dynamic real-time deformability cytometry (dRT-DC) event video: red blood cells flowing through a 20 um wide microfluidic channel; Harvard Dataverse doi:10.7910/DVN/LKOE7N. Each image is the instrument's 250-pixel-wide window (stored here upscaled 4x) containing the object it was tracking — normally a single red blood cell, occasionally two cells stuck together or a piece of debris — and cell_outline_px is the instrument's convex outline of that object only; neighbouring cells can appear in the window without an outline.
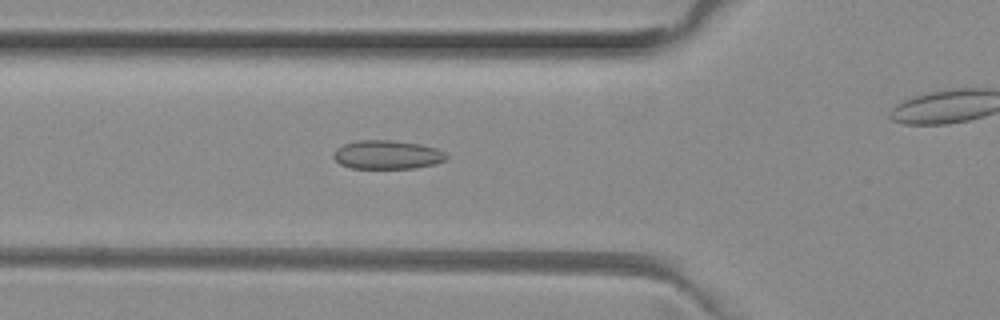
{"species": "common noctule bat (a hibernating species)", "species_latin": "Nyctalus noctula", "temperature_condition": "room temperature", "stored_images_in_passage": 28, "camera_frame_rate_fps": 3000, "um_per_image_px": 0.085, "animal": {"sex": "female", "body_mass_g": 29.2, "forearm_length_mm": 56.3}, "frame": {"image": 1, "passage_image": 4, "time_ms": 1.0, "image_size_px": [1000, 320], "cell_outline_px": [[448, 156], [444, 160], [436, 164], [412, 168], [352, 168], [340, 164], [332, 156], [336, 148], [344, 144], [360, 140], [392, 140], [420, 144], [436, 148], [444, 152]], "centroid_in_image_um": [32.9, 13.15], "position_along_channel_um": 92.9, "area_um2": 18.84}}
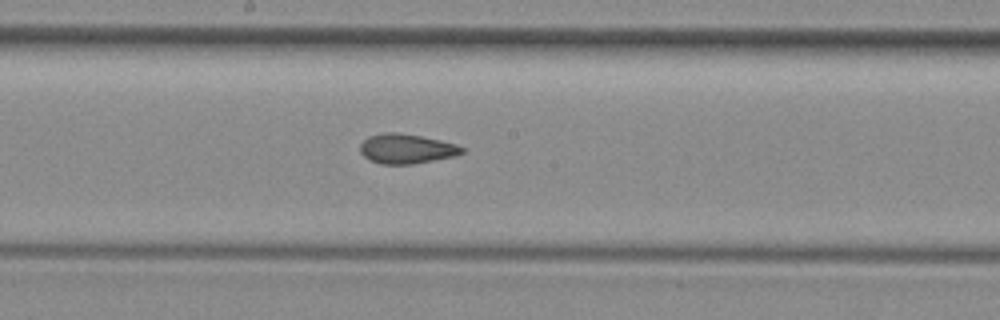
{"frame": {"image": 2, "passage_image": 13, "time_ms": 4.0, "image_size_px": [1000, 320], "cell_outline_px": [[464, 152], [456, 156], [412, 164], [380, 164], [368, 160], [360, 152], [360, 144], [368, 136], [388, 132], [392, 132], [420, 136], [440, 140], [456, 144], [464, 148]], "centroid_in_image_um": [34.54, 12.65], "position_along_channel_um": 213.7, "area_um2": 17.57}}
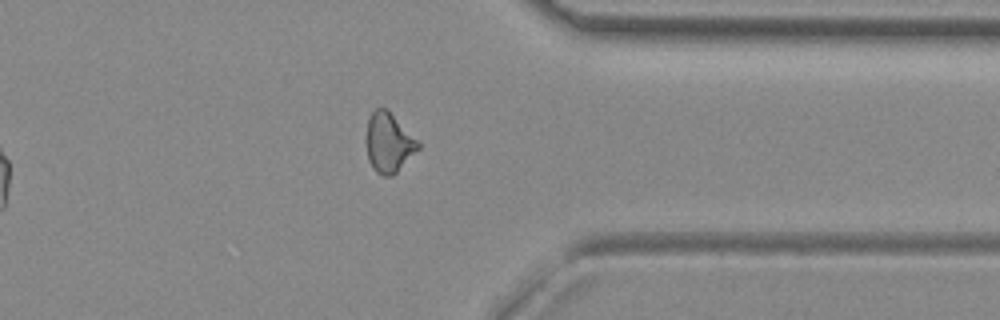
{"frame": {"image": 3, "passage_image": 26, "time_ms": 8.333, "image_size_px": [1000, 320], "cell_outline_px": [[420, 148], [392, 176], [384, 176], [376, 172], [372, 168], [368, 160], [368, 116], [376, 108], [388, 108], [420, 144]], "centroid_in_image_um": [33.05, 12.12], "position_along_channel_um": 378.4, "area_um2": 17.69}}